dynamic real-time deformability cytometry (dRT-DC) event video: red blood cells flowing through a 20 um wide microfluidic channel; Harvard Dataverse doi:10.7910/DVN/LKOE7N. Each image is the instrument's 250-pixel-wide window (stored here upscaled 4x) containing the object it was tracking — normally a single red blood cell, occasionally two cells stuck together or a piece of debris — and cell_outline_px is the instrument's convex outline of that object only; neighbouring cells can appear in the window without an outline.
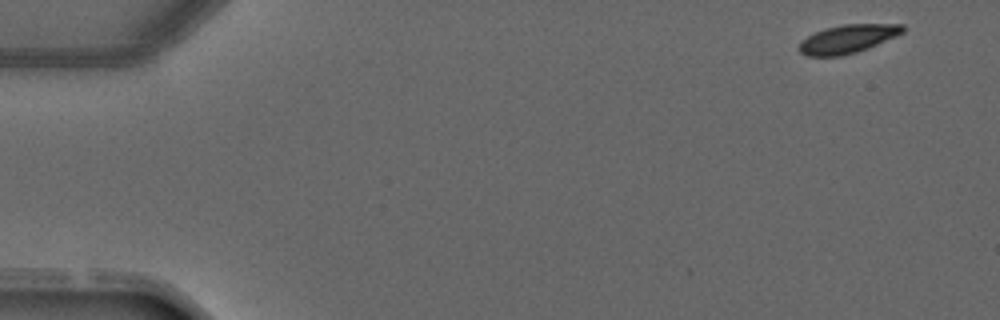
{"species": "common noctule bat (a hibernating species)", "species_latin": "Nyctalus noctula", "temperature_condition": "warm", "stored_images_in_passage": 4, "camera_frame_rate_fps": 3000, "um_per_image_px": 0.085, "animal": {"sex": "male", "forearm_length_mm": 52.5}, "frame": {"image": 1, "passage_image": 1, "time_ms": 0.0, "image_size_px": [1000, 320], "cell_outline_px": [[904, 32], [868, 48], [856, 52], [840, 56], [808, 56], [800, 52], [800, 40], [824, 28], [844, 24], [904, 24]], "centroid_in_image_um": [72.05, 3.3], "position_along_channel_um": 12.9, "area_um2": 16.99}}